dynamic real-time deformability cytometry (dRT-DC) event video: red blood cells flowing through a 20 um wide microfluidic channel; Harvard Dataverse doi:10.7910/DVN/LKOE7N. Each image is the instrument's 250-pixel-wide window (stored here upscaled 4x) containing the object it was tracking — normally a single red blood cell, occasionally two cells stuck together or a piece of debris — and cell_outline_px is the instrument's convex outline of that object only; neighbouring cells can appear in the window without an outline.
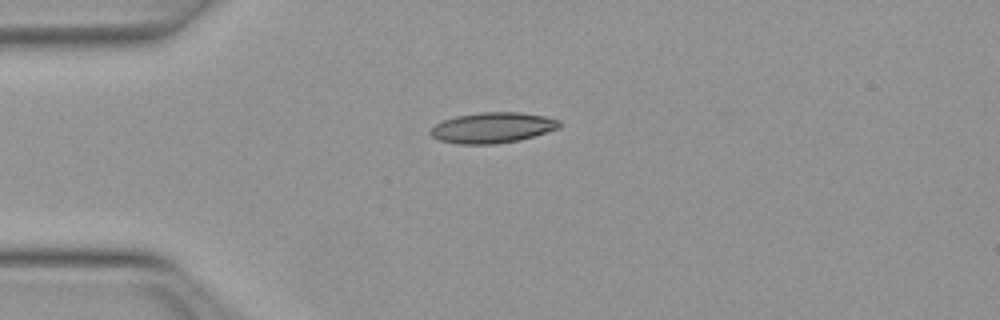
{"species": "Egyptian fruit bat (a non-hibernating species)", "species_latin": "Rousettus aegyptiacus", "temperature_condition": "warm", "stored_images_in_passage": 33, "camera_frame_rate_fps": 3000, "um_per_image_px": 0.085, "animal": {"sex": "female"}, "frame": {"image": 1, "passage_image": 1, "time_ms": 0.0, "image_size_px": [1000, 320], "cell_outline_px": [[560, 128], [520, 140], [496, 144], [460, 144], [440, 140], [432, 136], [428, 132], [436, 124], [444, 120], [456, 116], [480, 112], [520, 112], [544, 116], [560, 120]], "centroid_in_image_um": [41.88, 10.85], "position_along_channel_um": 43.1, "area_um2": 22.95}}
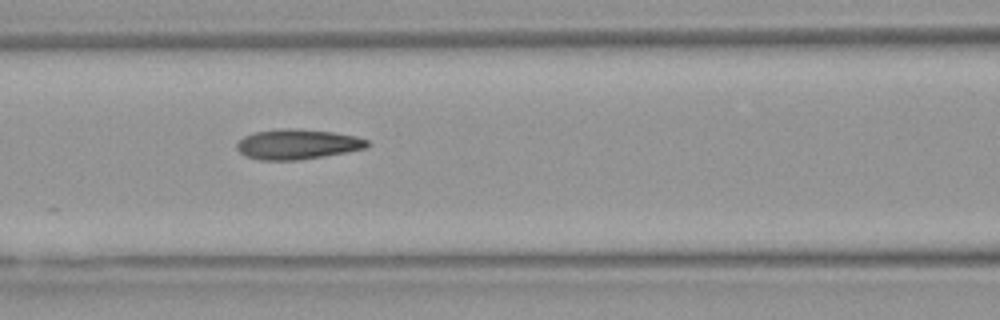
{"frame": {"image": 2, "passage_image": 10, "time_ms": 3.0, "image_size_px": [1000, 320], "cell_outline_px": [[372, 144], [364, 148], [348, 152], [300, 160], [260, 160], [244, 156], [236, 148], [236, 144], [244, 136], [256, 132], [280, 128], [296, 128], [332, 132], [356, 136], [368, 140]], "centroid_in_image_um": [25.28, 12.26], "position_along_channel_um": 141.3, "area_um2": 23.0}}
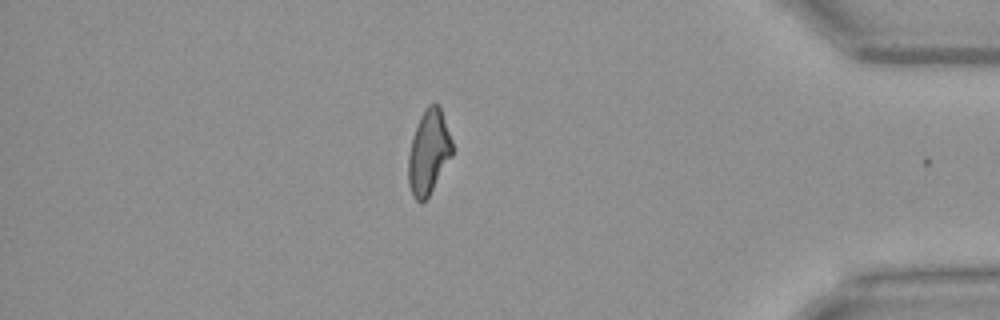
{"frame": {"image": 3, "passage_image": 32, "time_ms": 10.333, "image_size_px": [1000, 320], "cell_outline_px": [[452, 156], [428, 196], [420, 204], [412, 196], [408, 184], [408, 156], [416, 124], [420, 116], [428, 104], [440, 104], [452, 140]], "centroid_in_image_um": [36.43, 12.92], "position_along_channel_um": 398.8, "area_um2": 21.62}, "authors_computed_cell_mechanics": {"area_um2": 22.3686, "velocity_mm_per_s": 4.0314, "shape_relaxation_time_tau1_ms": null, "shape_relaxation_time_tau2_ms": 3.8268, "deformation_change_tau1": null, "deformation_change_tau2": 0.1207}}